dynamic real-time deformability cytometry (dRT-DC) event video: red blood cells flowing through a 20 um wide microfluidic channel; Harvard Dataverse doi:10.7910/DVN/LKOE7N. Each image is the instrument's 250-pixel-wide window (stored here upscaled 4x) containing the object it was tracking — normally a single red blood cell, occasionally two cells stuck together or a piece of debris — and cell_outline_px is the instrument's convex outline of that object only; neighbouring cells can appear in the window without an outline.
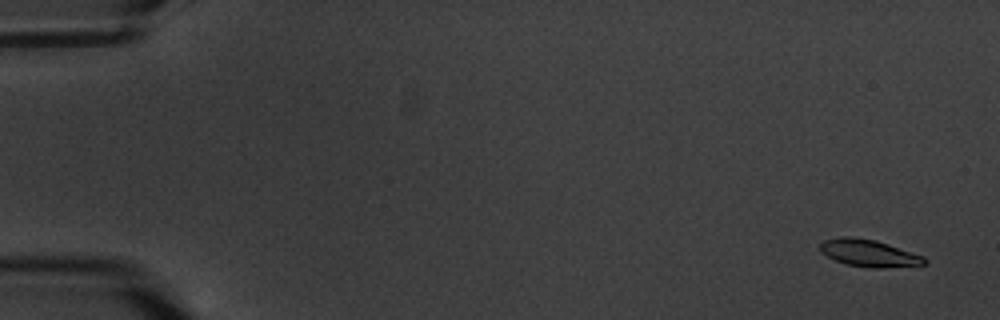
{"species": "common noctule bat (a hibernating species)", "species_latin": "Nyctalus noctula", "temperature_condition": "warm", "stored_images_in_passage": 6, "camera_frame_rate_fps": 3000, "um_per_image_px": 0.085, "animal": {"sex": "male", "body_mass_g": 20.1, "forearm_length_mm": 53.5}, "frame": {"image": 1, "passage_image": 1, "time_ms": 0.0, "image_size_px": [1000, 320], "cell_outline_px": [[928, 260], [924, 264], [880, 268], [868, 268], [848, 264], [836, 260], [820, 252], [820, 244], [824, 240], [840, 236], [852, 236], [876, 240], [924, 256]], "centroid_in_image_um": [73.85, 21.5], "position_along_channel_um": 11.2, "area_um2": 16.42}}
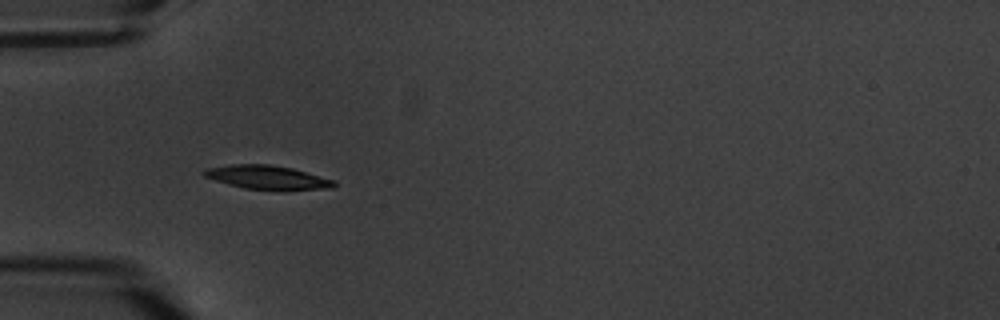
{"frame": {"image": 2, "passage_image": 5, "time_ms": 5.667, "image_size_px": [1000, 320], "cell_outline_px": [[336, 184], [332, 188], [284, 192], [244, 188], [228, 184], [204, 176], [200, 172], [204, 168], [228, 164], [268, 164], [292, 168], [336, 180]], "centroid_in_image_um": [22.76, 15.1], "position_along_channel_um": 62.2, "area_um2": 18.73}}